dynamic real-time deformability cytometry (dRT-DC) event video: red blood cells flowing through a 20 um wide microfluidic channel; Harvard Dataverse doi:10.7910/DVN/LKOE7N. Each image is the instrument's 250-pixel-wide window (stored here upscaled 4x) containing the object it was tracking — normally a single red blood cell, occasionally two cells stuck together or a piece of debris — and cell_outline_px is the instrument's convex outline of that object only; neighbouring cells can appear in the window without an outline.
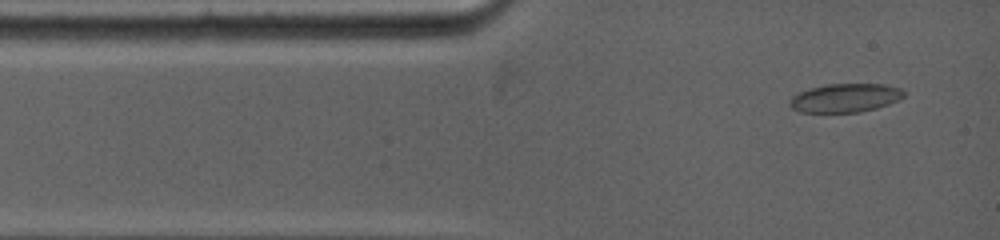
{"species": "common noctule bat (a hibernating species)", "species_latin": "Nyctalus noctula", "temperature_condition": "warm", "stored_images_in_passage": 21, "camera_frame_rate_fps": 5000, "um_per_image_px": 0.085, "animal": {"sex": "female", "body_mass_g": 19.0, "forearm_length_mm": 53.3}, "frame": {"image": 1, "passage_image": 1, "time_ms": 0.0, "image_size_px": [1000, 240], "cell_outline_px": [[904, 96], [888, 104], [876, 108], [860, 112], [800, 112], [792, 108], [788, 104], [792, 96], [800, 92], [812, 88], [828, 84], [880, 84], [900, 88], [904, 92]], "centroid_in_image_um": [71.82, 8.33], "position_along_channel_um": 13.2, "area_um2": 18.79}}
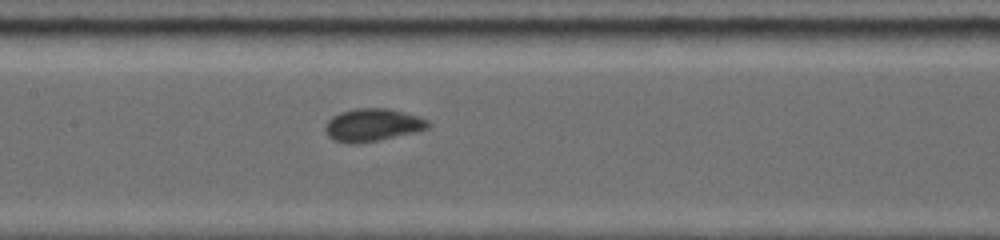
{"frame": {"image": 2, "passage_image": 12, "time_ms": 5.0, "image_size_px": [1000, 240], "cell_outline_px": [[432, 124], [428, 128], [380, 140], [360, 144], [348, 144], [336, 140], [328, 136], [324, 128], [328, 120], [332, 116], [340, 112], [356, 108], [388, 108], [416, 116], [428, 120]], "centroid_in_image_um": [31.63, 10.63], "position_along_channel_um": 175.8, "area_um2": 19.54}}
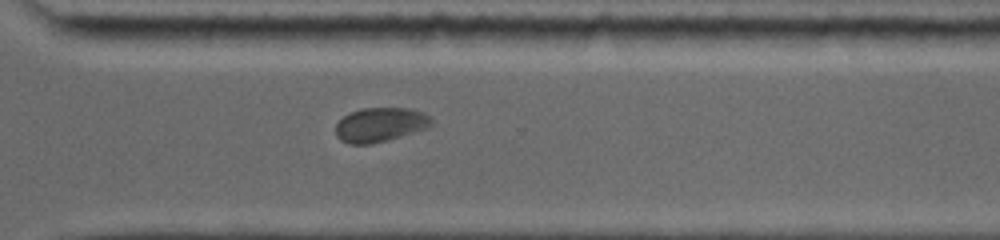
{"frame": {"image": 3, "passage_image": 21, "time_ms": 9.2, "image_size_px": [1000, 240], "cell_outline_px": [[432, 124], [424, 128], [400, 136], [372, 144], [348, 144], [340, 140], [336, 136], [336, 124], [344, 116], [352, 112], [364, 108], [408, 108], [420, 112], [428, 116], [432, 120]], "centroid_in_image_um": [32.26, 10.61], "position_along_channel_um": 338.3, "area_um2": 18.73}}